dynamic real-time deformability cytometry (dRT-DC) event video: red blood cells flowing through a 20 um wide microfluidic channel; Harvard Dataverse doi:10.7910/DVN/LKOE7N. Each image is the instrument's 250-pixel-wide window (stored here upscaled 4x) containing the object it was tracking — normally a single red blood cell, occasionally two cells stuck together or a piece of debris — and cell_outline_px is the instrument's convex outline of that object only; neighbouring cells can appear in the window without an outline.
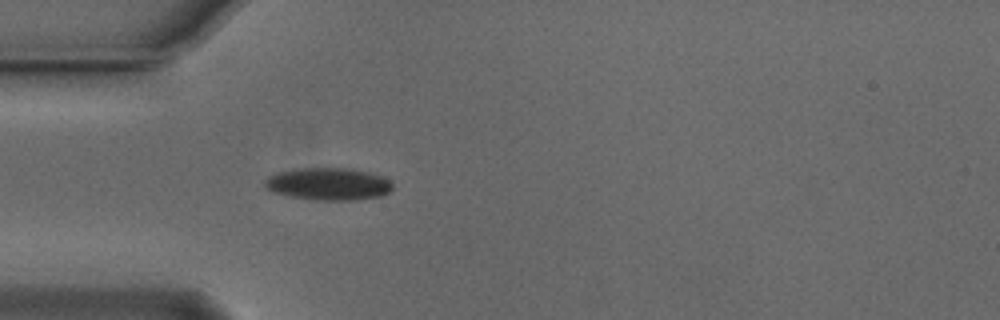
{"species": "Egyptian fruit bat (a non-hibernating species)", "species_latin": "Rousettus aegyptiacus", "temperature_condition": "cold", "stored_images_in_passage": 5, "camera_frame_rate_fps": 3000, "um_per_image_px": 0.085, "animal": {"sex": "male"}, "frame": {"image": 1, "passage_image": 1, "time_ms": 0.0, "image_size_px": [1000, 320], "cell_outline_px": [[392, 188], [388, 192], [380, 196], [356, 200], [316, 200], [288, 196], [276, 192], [268, 188], [264, 184], [264, 180], [268, 176], [280, 172], [304, 168], [344, 168], [368, 172], [380, 176], [388, 180], [392, 184]], "centroid_in_image_um": [27.91, 15.64], "position_along_channel_um": 57.1, "area_um2": 23.7}}
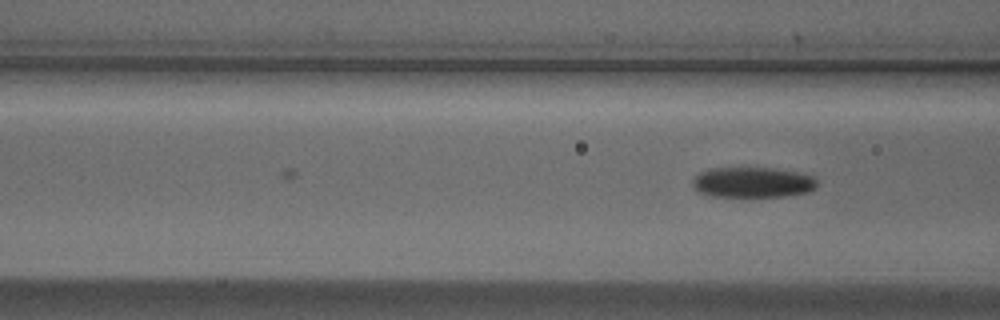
{"frame": {"image": 2, "passage_image": 5, "time_ms": 1.333, "image_size_px": [1000, 320], "cell_outline_px": [[816, 188], [808, 192], [784, 196], [708, 196], [692, 188], [692, 180], [700, 172], [712, 168], [776, 168], [800, 172], [812, 176], [816, 180]], "centroid_in_image_um": [63.97, 15.49], "position_along_channel_um": 102.6, "area_um2": 22.14}}